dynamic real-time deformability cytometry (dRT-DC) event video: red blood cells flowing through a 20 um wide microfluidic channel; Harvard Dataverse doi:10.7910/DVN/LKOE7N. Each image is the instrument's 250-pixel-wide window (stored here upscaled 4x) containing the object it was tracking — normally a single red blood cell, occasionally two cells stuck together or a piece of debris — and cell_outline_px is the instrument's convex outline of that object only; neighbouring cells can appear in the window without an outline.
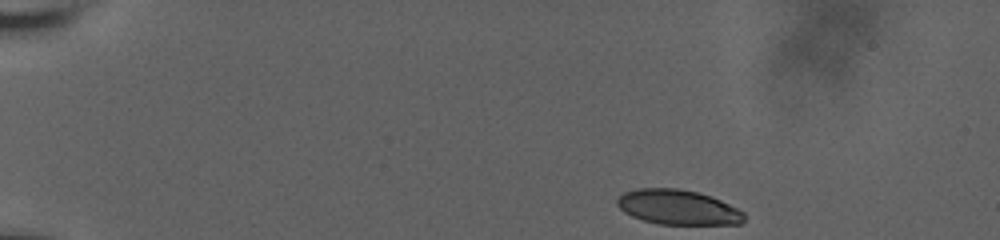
{"species": "human", "species_latin": "Homo sapiens", "temperature_condition": "room temperature", "stored_images_in_passage": 50, "camera_frame_rate_fps": 3000, "um_per_image_px": 0.085, "donor": {"sex": "male"}, "frame": {"image": 1, "passage_image": 1, "time_ms": 0.0, "image_size_px": [1000, 240], "cell_outline_px": [[744, 220], [740, 224], [660, 224], [644, 220], [632, 216], [624, 212], [616, 204], [616, 200], [624, 192], [636, 188], [676, 188], [696, 192], [712, 196], [744, 212]], "centroid_in_image_um": [57.61, 17.61], "position_along_channel_um": 27.4, "area_um2": 25.66}}
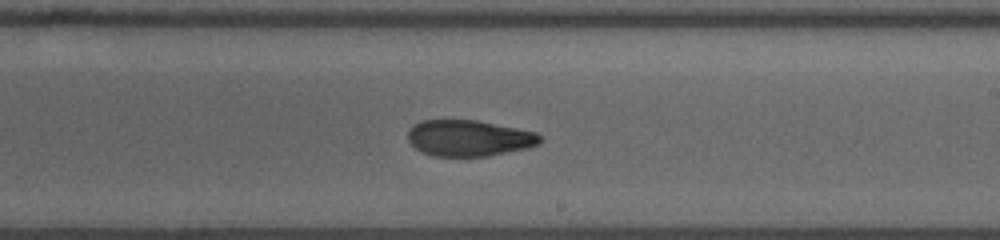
{"frame": {"image": 2, "passage_image": 28, "time_ms": 9.0, "image_size_px": [1000, 240], "cell_outline_px": [[544, 140], [540, 144], [528, 148], [488, 156], [432, 156], [420, 152], [408, 140], [408, 128], [412, 124], [420, 120], [476, 120], [536, 132]], "centroid_in_image_um": [39.85, 11.74], "position_along_channel_um": 249.2, "area_um2": 28.09}}
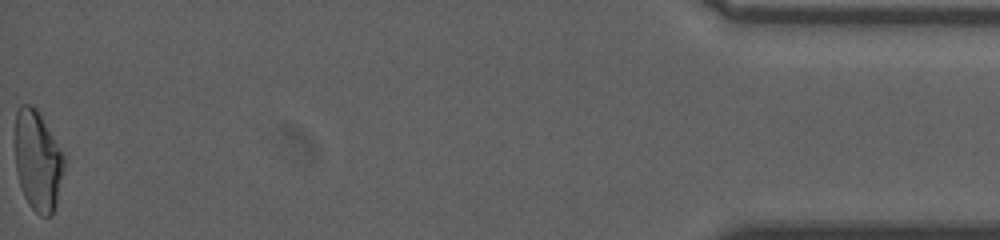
{"frame": {"image": 3, "passage_image": 50, "time_ms": 16.333, "image_size_px": [1000, 240], "cell_outline_px": [[68, 160], [56, 204], [52, 216], [40, 216], [28, 204], [24, 196], [16, 172], [12, 136], [16, 112], [20, 104], [32, 104], [36, 108], [68, 156]], "centroid_in_image_um": [3.22, 13.61], "position_along_channel_um": 432.0, "area_um2": 30.35}, "authors_computed_cell_mechanics": {"area_um2": 28.5532, "velocity_mm_per_s": 3.6814, "shape_relaxation_time_tau1_ms": null, "shape_relaxation_time_tau2_ms": 2.9848, "deformation_change_tau1": null, "deformation_change_tau2": 0.0926}}